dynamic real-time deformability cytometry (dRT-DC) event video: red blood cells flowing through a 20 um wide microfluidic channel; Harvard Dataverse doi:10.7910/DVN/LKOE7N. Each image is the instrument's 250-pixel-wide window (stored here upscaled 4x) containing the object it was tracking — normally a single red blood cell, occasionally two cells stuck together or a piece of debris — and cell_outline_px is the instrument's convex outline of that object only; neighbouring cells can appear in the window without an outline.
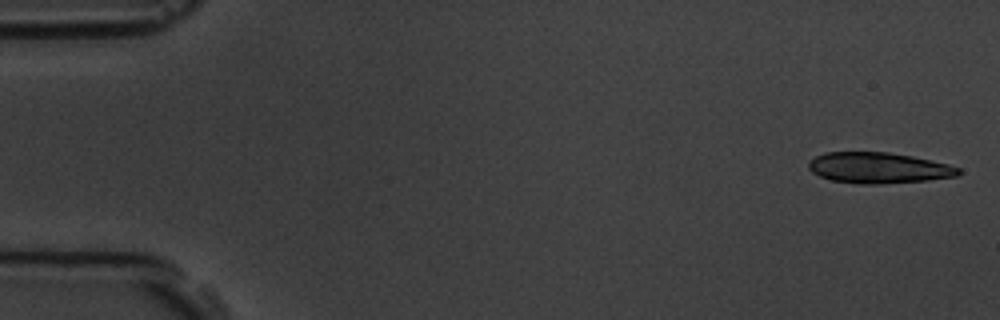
{"species": "common noctule bat (a hibernating species)", "species_latin": "Nyctalus noctula", "temperature_condition": "room temperature", "stored_images_in_passage": 6, "camera_frame_rate_fps": 3000, "um_per_image_px": 0.085, "animal": {"sex": "male", "body_mass_g": 19.5, "forearm_length_mm": 54.6}, "frame": {"image": 1, "passage_image": 1, "time_ms": 0.0, "image_size_px": [1000, 320], "cell_outline_px": [[960, 172], [956, 176], [928, 180], [880, 184], [856, 184], [832, 180], [820, 176], [812, 172], [808, 168], [808, 160], [824, 152], [888, 152], [912, 156], [948, 164], [960, 168]], "centroid_in_image_um": [74.64, 14.27], "position_along_channel_um": 10.4, "area_um2": 26.99}}